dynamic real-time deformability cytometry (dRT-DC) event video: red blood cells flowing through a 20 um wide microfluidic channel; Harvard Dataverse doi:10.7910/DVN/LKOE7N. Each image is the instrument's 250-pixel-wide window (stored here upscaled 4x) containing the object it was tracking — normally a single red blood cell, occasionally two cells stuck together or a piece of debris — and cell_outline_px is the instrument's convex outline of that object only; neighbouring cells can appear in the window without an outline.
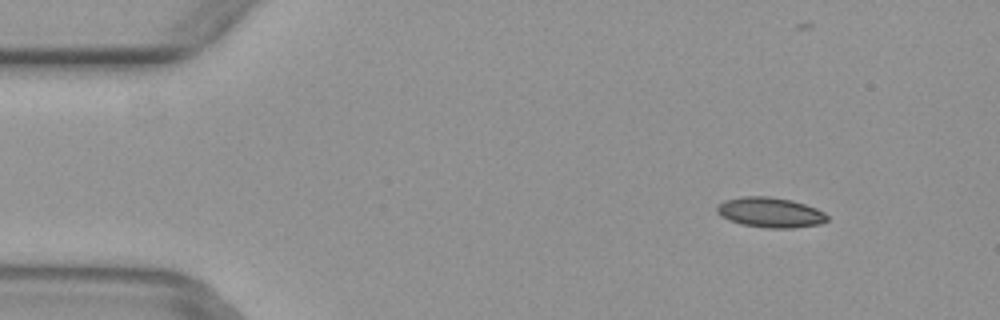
{"species": "common noctule bat (a hibernating species)", "species_latin": "Nyctalus noctula", "temperature_condition": "warm", "stored_images_in_passage": 4, "camera_frame_rate_fps": 3000, "um_per_image_px": 0.085, "animal": {"sex": "female", "body_mass_g": 29.2, "forearm_length_mm": 56.3}, "frame": {"image": 1, "passage_image": 4, "time_ms": 1.0, "image_size_px": [1000, 320], "cell_outline_px": [[828, 220], [820, 224], [792, 228], [768, 228], [740, 224], [728, 220], [720, 216], [716, 212], [716, 208], [724, 200], [744, 196], [768, 196], [792, 200], [816, 208], [824, 212], [828, 216]], "centroid_in_image_um": [65.46, 18.06], "position_along_channel_um": 19.5, "area_um2": 19.42}}